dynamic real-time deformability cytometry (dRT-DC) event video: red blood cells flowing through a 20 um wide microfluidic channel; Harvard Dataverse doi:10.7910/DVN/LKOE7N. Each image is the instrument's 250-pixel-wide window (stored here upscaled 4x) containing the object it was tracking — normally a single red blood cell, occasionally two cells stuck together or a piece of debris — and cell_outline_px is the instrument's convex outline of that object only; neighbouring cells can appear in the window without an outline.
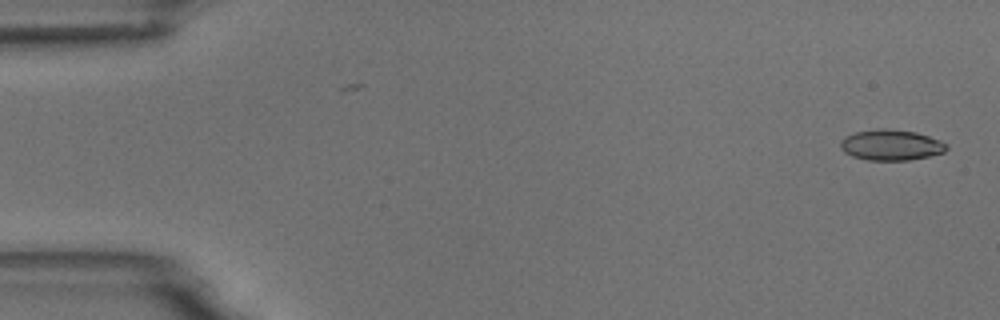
{"species": "common noctule bat (a hibernating species)", "species_latin": "Nyctalus noctula", "temperature_condition": "room temperature", "stored_images_in_passage": 2, "camera_frame_rate_fps": 3000, "um_per_image_px": 0.085, "animal": {"sex": "male", "body_mass_g": 18.8}, "frame": {"image": 1, "passage_image": 2, "time_ms": 1.0, "image_size_px": [1000, 320], "cell_outline_px": [[948, 148], [944, 152], [928, 156], [908, 160], [868, 160], [852, 156], [844, 152], [840, 148], [840, 140], [844, 136], [856, 132], [880, 128], [888, 128], [916, 132], [940, 140], [948, 144]], "centroid_in_image_um": [75.72, 12.32], "position_along_channel_um": 9.3, "area_um2": 19.07}}